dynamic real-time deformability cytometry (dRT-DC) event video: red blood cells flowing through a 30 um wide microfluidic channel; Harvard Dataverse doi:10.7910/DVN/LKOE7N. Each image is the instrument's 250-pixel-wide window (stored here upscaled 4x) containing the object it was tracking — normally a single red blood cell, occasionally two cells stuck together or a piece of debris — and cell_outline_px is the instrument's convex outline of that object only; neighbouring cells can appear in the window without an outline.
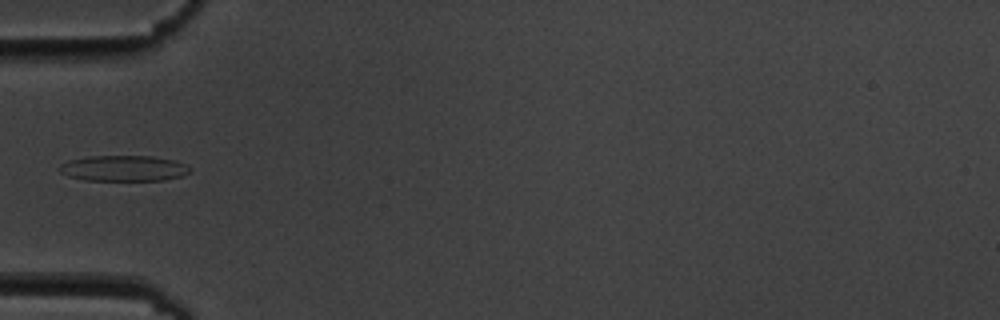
{"species": "common noctule bat (a hibernating species)", "species_latin": "Nyctalus noctula", "temperature_condition": "cold", "stored_images_in_passage": 14, "camera_frame_rate_fps": 3000, "um_per_image_px": 0.085, "animal": {"sex": "male", "body_mass_g": 19.5, "forearm_length_mm": 54.6}, "frame": {"image": 1, "passage_image": 4, "time_ms": 4.333, "image_size_px": [1000, 320], "cell_outline_px": [[192, 172], [180, 176], [164, 180], [84, 180], [68, 176], [60, 172], [56, 168], [60, 164], [68, 160], [88, 156], [152, 156], [176, 160], [192, 168]], "centroid_in_image_um": [10.5, 14.3], "position_along_channel_um": 74.5, "area_um2": 19.77}}
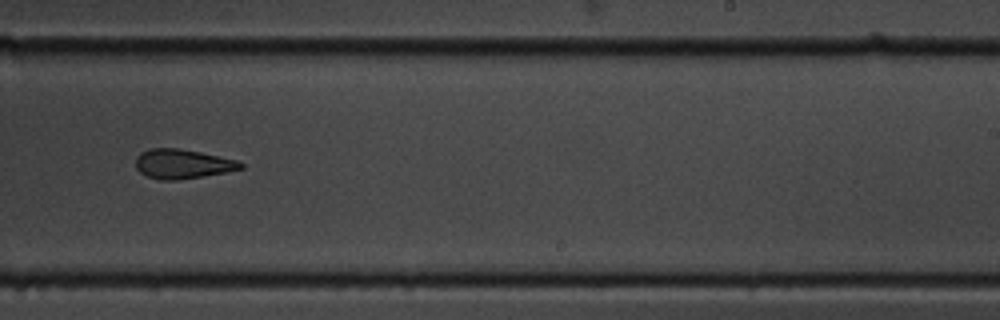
{"frame": {"image": 2, "passage_image": 9, "time_ms": 10.0, "image_size_px": [1000, 320], "cell_outline_px": [[244, 168], [224, 172], [176, 180], [160, 180], [148, 176], [140, 172], [136, 168], [136, 156], [140, 152], [148, 148], [180, 148], [200, 152], [236, 160], [244, 164]], "centroid_in_image_um": [15.47, 13.92], "position_along_channel_um": 273.5, "area_um2": 17.86}}
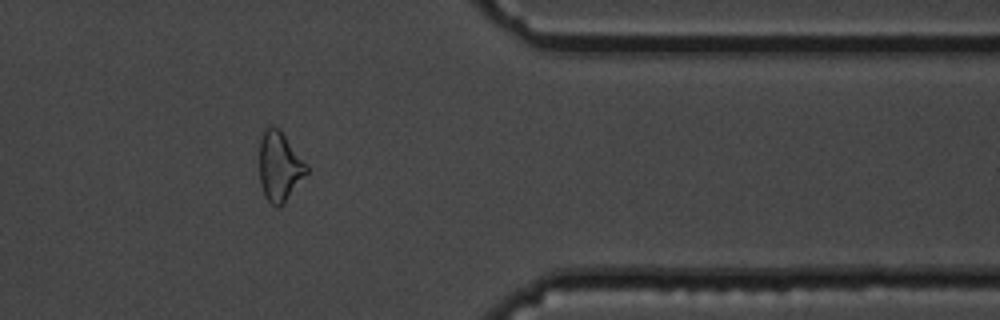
{"frame": {"image": 3, "passage_image": 12, "time_ms": 13.667, "image_size_px": [1000, 320], "cell_outline_px": [[308, 172], [284, 204], [276, 208], [264, 196], [260, 184], [260, 140], [264, 128], [268, 124], [272, 124], [280, 128], [308, 164]], "centroid_in_image_um": [23.77, 14.11], "position_along_channel_um": 387.6, "area_um2": 19.59}, "authors_computed_cell_mechanics": {"area_um2": 19.3052, "velocity_mm_per_s": 3.517, "shape_relaxation_time_tau1_ms": 5.1687, "shape_relaxation_time_tau2_ms": 4.7794, "deformation_change_tau1": 0.154, "deformation_change_tau2": 0.14}}